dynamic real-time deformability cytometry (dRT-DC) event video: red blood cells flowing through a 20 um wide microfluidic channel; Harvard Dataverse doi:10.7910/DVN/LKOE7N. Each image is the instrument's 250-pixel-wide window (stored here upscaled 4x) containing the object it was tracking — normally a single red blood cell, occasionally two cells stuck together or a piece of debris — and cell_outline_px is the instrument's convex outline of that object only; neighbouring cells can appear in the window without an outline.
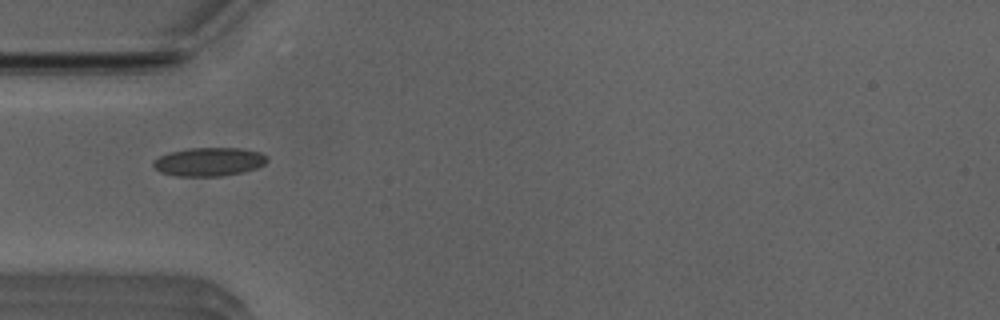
{"species": "Egyptian fruit bat (a non-hibernating species)", "species_latin": "Rousettus aegyptiacus", "temperature_condition": "room temperature", "stored_images_in_passage": 38, "camera_frame_rate_fps": 3000, "um_per_image_px": 0.085, "animal": {"sex": "male"}, "frame": {"image": 1, "passage_image": 2, "time_ms": 0.333, "image_size_px": [1000, 320], "cell_outline_px": [[268, 160], [264, 164], [256, 168], [240, 172], [220, 176], [176, 176], [160, 172], [152, 164], [152, 160], [168, 152], [188, 148], [240, 148], [260, 152], [268, 156]], "centroid_in_image_um": [17.74, 13.74], "position_along_channel_um": 67.3, "area_um2": 18.96}}
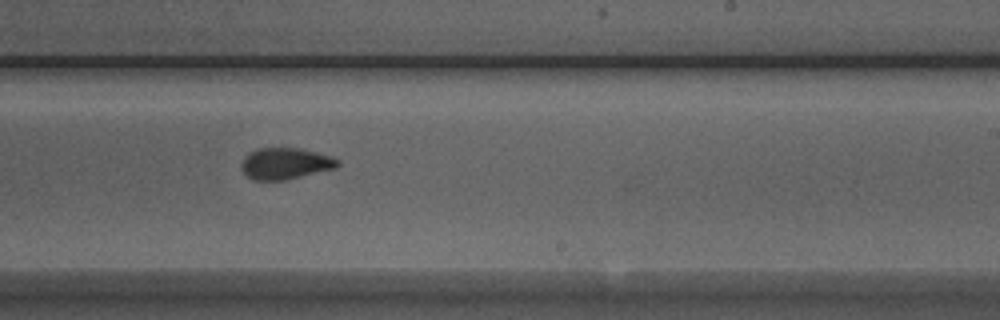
{"frame": {"image": 2, "passage_image": 17, "time_ms": 5.333, "image_size_px": [1000, 320], "cell_outline_px": [[340, 164], [336, 168], [284, 180], [252, 180], [240, 168], [240, 164], [244, 156], [248, 152], [256, 148], [300, 148], [332, 156], [340, 160]], "centroid_in_image_um": [24.23, 13.89], "position_along_channel_um": 264.8, "area_um2": 17.8}}
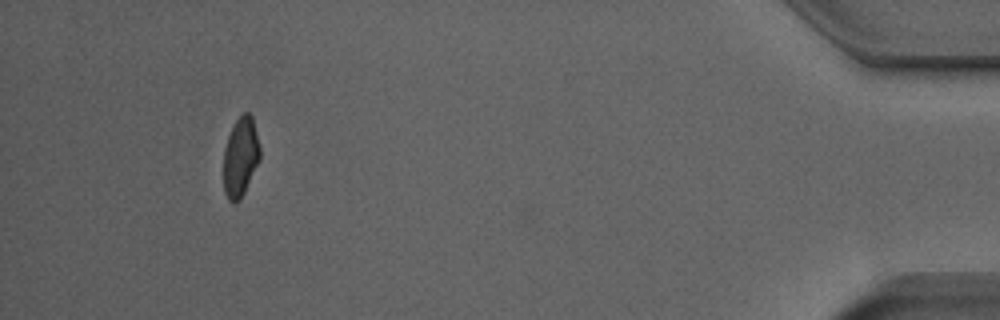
{"frame": {"image": 3, "passage_image": 34, "time_ms": 11.0, "image_size_px": [1000, 320], "cell_outline_px": [[260, 160], [240, 200], [236, 204], [228, 200], [224, 192], [224, 148], [228, 136], [236, 120], [244, 112], [248, 112], [252, 116], [260, 148]], "centroid_in_image_um": [20.44, 13.37], "position_along_channel_um": 414.8, "area_um2": 16.82}, "authors_computed_cell_mechanics": {"area_um2": 17.9758, "velocity_mm_per_s": 3.9395, "shape_relaxation_time_tau1_ms": 6.3851, "shape_relaxation_time_tau2_ms": 1.239, "deformation_change_tau1": 0.1536, "deformation_change_tau2": 0.0585}}